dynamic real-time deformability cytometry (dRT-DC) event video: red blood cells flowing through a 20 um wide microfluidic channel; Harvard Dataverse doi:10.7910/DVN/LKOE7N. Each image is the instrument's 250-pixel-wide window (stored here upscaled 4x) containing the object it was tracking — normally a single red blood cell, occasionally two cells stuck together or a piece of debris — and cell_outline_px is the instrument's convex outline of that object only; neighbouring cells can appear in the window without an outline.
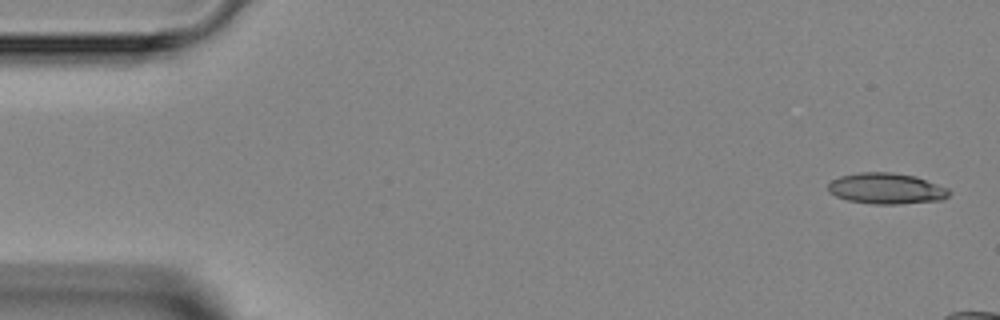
{"species": "Egyptian fruit bat (a non-hibernating species)", "species_latin": "Rousettus aegyptiacus", "temperature_condition": "room temperature", "stored_images_in_passage": 4, "camera_frame_rate_fps": 3000, "um_per_image_px": 0.085, "animal": {"sex": "female"}, "frame": {"image": 1, "passage_image": 1, "time_ms": 0.0, "image_size_px": [1000, 320], "cell_outline_px": [[952, 192], [944, 200], [896, 204], [872, 204], [848, 200], [836, 196], [828, 192], [828, 184], [832, 180], [840, 176], [860, 172], [892, 172], [916, 176], [948, 188]], "centroid_in_image_um": [75.36, 16.02], "position_along_channel_um": 9.6, "area_um2": 21.96}}